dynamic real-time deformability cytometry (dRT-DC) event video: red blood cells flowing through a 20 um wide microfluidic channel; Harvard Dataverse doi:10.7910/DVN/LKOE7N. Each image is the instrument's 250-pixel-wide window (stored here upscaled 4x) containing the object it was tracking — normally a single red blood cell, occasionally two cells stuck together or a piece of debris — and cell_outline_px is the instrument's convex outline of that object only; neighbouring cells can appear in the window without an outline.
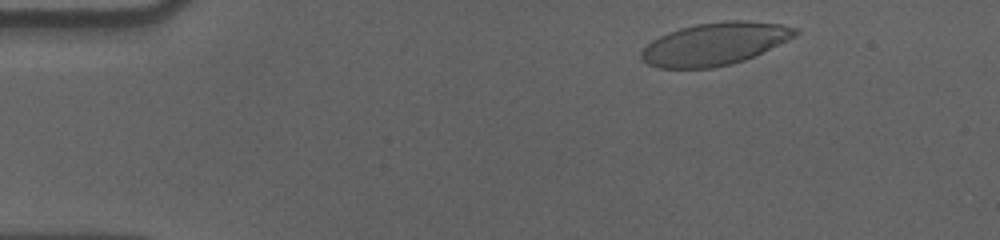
{"species": "human", "species_latin": "Homo sapiens", "temperature_condition": "cold", "stored_images_in_passage": 52, "camera_frame_rate_fps": 3000, "um_per_image_px": 0.085, "donor": {"sex": "male"}, "frame": {"image": 1, "passage_image": 3, "time_ms": 0.667, "image_size_px": [1000, 240], "cell_outline_px": [[800, 32], [796, 36], [744, 60], [732, 64], [712, 68], [660, 68], [648, 64], [640, 56], [640, 52], [652, 40], [668, 32], [680, 28], [696, 24], [728, 20], [744, 20], [780, 24], [796, 28]], "centroid_in_image_um": [60.75, 3.72], "position_along_channel_um": 24.3, "area_um2": 37.92}}
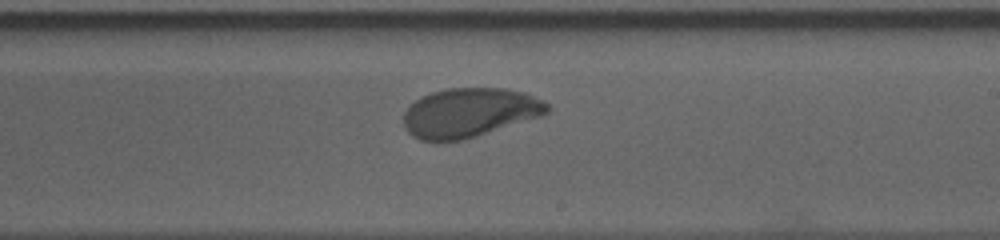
{"frame": {"image": 2, "passage_image": 29, "time_ms": 9.333, "image_size_px": [1000, 240], "cell_outline_px": [[552, 108], [544, 116], [464, 140], [420, 140], [412, 136], [404, 128], [404, 112], [420, 96], [432, 92], [448, 88], [504, 88], [524, 92], [544, 100]], "centroid_in_image_um": [39.96, 9.57], "position_along_channel_um": 249.0, "area_um2": 41.5}}
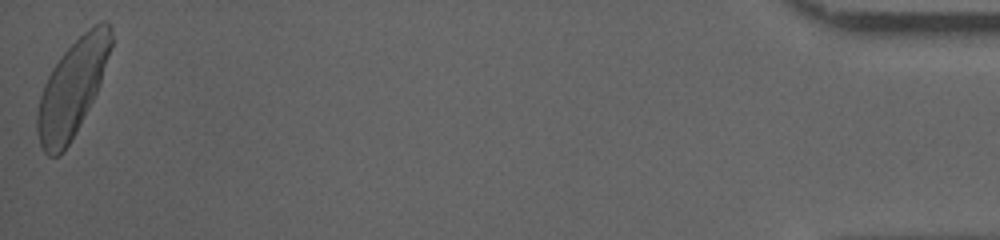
{"frame": {"image": 3, "passage_image": 52, "time_ms": 17.0, "image_size_px": [1000, 240], "cell_outline_px": [[112, 48], [100, 84], [88, 108], [64, 152], [60, 156], [48, 156], [44, 152], [40, 144], [36, 132], [36, 112], [40, 96], [44, 84], [52, 68], [60, 56], [88, 28], [104, 20], [112, 28]], "centroid_in_image_um": [6.13, 7.49], "position_along_channel_um": 429.1, "area_um2": 41.04}, "authors_computed_cell_mechanics": {"area_um2": 40.8935, "velocity_mm_per_s": 3.5422, "shape_relaxation_time_tau1_ms": 3.4392, "shape_relaxation_time_tau2_ms": 1.062, "deformation_change_tau1": 0.1541, "deformation_change_tau2": 0.0561}}